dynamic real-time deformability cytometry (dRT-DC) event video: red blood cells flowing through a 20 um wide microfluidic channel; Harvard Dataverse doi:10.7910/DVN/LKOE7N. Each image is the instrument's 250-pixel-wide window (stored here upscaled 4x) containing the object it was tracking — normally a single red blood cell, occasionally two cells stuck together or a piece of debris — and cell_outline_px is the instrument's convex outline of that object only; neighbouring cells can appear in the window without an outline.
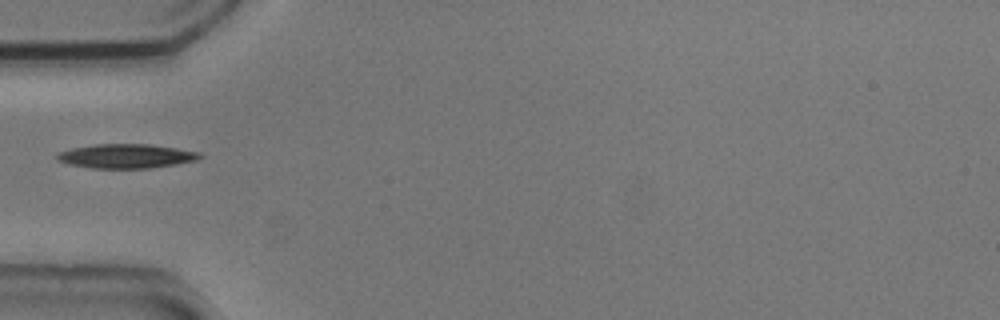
{"species": "common noctule bat (a hibernating species)", "species_latin": "Nyctalus noctula", "temperature_condition": "cold", "stored_images_in_passage": 37, "camera_frame_rate_fps": 3000, "um_per_image_px": 0.085, "animal": {"sex": "male", "body_mass_g": 20.5, "forearm_length_mm": 52.5}, "frame": {"image": 1, "passage_image": 1, "time_ms": 0.0, "image_size_px": [1000, 320], "cell_outline_px": [[204, 156], [196, 160], [176, 164], [148, 168], [92, 168], [68, 164], [56, 160], [56, 152], [72, 148], [96, 144], [148, 144], [176, 148], [200, 152]], "centroid_in_image_um": [10.7, 13.26], "position_along_channel_um": 74.3, "area_um2": 20.17}}
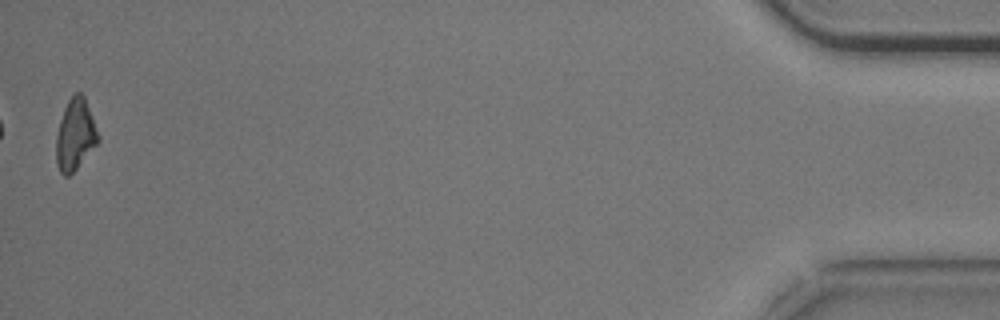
{"frame": {"image": 2, "passage_image": 37, "time_ms": 12.0, "image_size_px": [1000, 320], "cell_outline_px": [[100, 140], [76, 168], [68, 176], [64, 176], [60, 172], [56, 164], [56, 136], [60, 120], [64, 108], [68, 100], [76, 92], [80, 92], [84, 96], [100, 136]], "centroid_in_image_um": [6.39, 11.44], "position_along_channel_um": 428.8, "area_um2": 17.28}}